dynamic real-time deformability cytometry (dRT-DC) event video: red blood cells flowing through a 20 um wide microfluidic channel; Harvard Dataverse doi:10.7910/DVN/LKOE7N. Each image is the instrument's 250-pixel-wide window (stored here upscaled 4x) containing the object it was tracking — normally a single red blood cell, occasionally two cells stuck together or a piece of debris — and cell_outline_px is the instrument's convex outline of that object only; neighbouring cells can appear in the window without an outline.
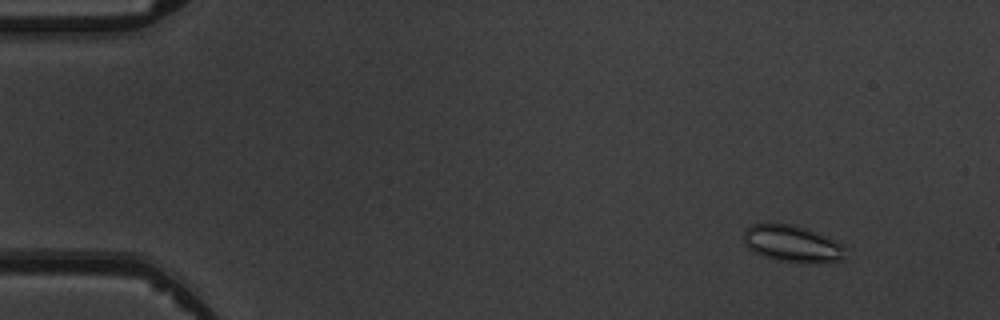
{"species": "common noctule bat (a hibernating species)", "species_latin": "Nyctalus noctula", "temperature_condition": "warm", "stored_images_in_passage": 5, "camera_frame_rate_fps": 3000, "um_per_image_px": 0.085, "animal": {"sex": "male", "body_mass_g": 19.5, "forearm_length_mm": 54.6}, "frame": {"image": 1, "passage_image": 1, "time_ms": 0.0, "image_size_px": [1000, 320], "cell_outline_px": [[844, 260], [776, 260], [764, 256], [748, 248], [744, 244], [744, 228], [752, 224], [796, 224], [808, 228], [828, 236], [840, 244], [844, 248]], "centroid_in_image_um": [67.28, 20.65], "position_along_channel_um": 17.7, "area_um2": 21.04}}
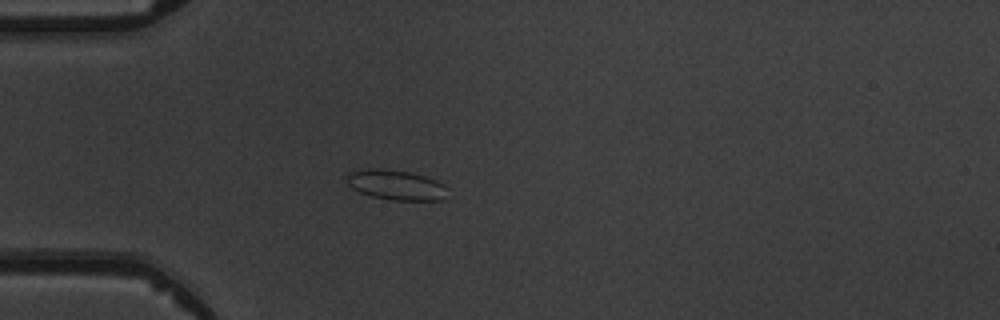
{"frame": {"image": 2, "passage_image": 4, "time_ms": 3.333, "image_size_px": [1000, 320], "cell_outline_px": [[448, 188], [444, 200], [388, 200], [372, 196], [360, 192], [352, 188], [344, 180], [348, 172], [368, 168], [384, 168], [408, 172], [424, 176], [436, 180], [444, 184]], "centroid_in_image_um": [33.64, 15.71], "position_along_channel_um": 51.4, "area_um2": 17.86}}